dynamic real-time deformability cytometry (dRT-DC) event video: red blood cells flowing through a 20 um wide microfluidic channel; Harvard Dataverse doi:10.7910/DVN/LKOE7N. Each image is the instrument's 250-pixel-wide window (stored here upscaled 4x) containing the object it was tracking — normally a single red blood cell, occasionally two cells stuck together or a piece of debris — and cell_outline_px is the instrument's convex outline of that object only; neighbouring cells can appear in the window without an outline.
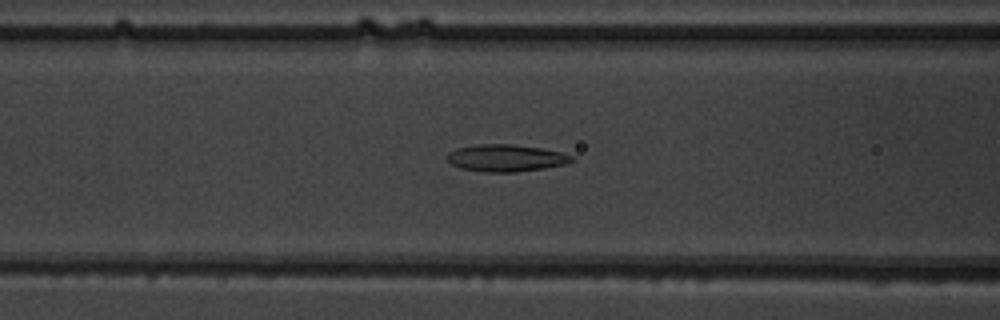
{"species": "common noctule bat (a hibernating species)", "species_latin": "Nyctalus noctula", "temperature_condition": "warm", "stored_images_in_passage": 38, "camera_frame_rate_fps": 3000, "um_per_image_px": 0.085, "animal": {"sex": "male", "body_mass_g": 19.5, "forearm_length_mm": 54.6}, "frame": {"image": 1, "passage_image": 17, "time_ms": 5.333, "image_size_px": [1000, 320], "cell_outline_px": [[576, 160], [564, 164], [544, 168], [516, 172], [484, 172], [460, 168], [452, 164], [444, 156], [448, 152], [456, 148], [480, 144], [512, 144], [540, 148], [560, 152], [572, 156]], "centroid_in_image_um": [42.97, 13.43], "position_along_channel_um": 123.6, "area_um2": 19.65}}
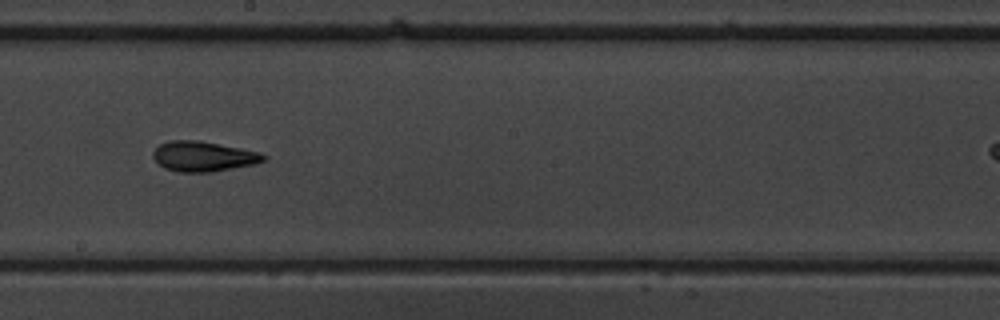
{"frame": {"image": 2, "passage_image": 25, "time_ms": 8.0, "image_size_px": [1000, 320], "cell_outline_px": [[268, 156], [264, 160], [252, 164], [212, 172], [176, 172], [164, 168], [152, 156], [152, 152], [160, 144], [168, 140], [200, 140], [260, 152]], "centroid_in_image_um": [17.26, 13.28], "position_along_channel_um": 230.9, "area_um2": 19.36}}
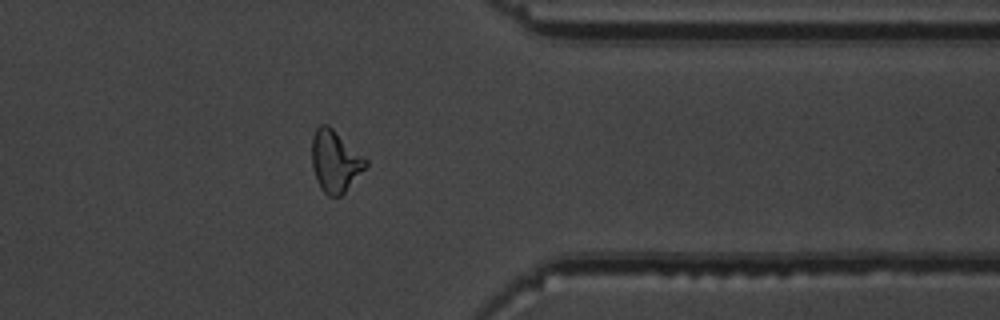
{"frame": {"image": 3, "passage_image": 37, "time_ms": 12.0, "image_size_px": [1000, 320], "cell_outline_px": [[368, 164], [344, 192], [340, 196], [328, 196], [320, 188], [316, 180], [312, 168], [312, 136], [316, 128], [320, 124], [328, 124], [364, 156], [368, 160]], "centroid_in_image_um": [28.46, 13.68], "position_along_channel_um": 382.9, "area_um2": 19.31}}